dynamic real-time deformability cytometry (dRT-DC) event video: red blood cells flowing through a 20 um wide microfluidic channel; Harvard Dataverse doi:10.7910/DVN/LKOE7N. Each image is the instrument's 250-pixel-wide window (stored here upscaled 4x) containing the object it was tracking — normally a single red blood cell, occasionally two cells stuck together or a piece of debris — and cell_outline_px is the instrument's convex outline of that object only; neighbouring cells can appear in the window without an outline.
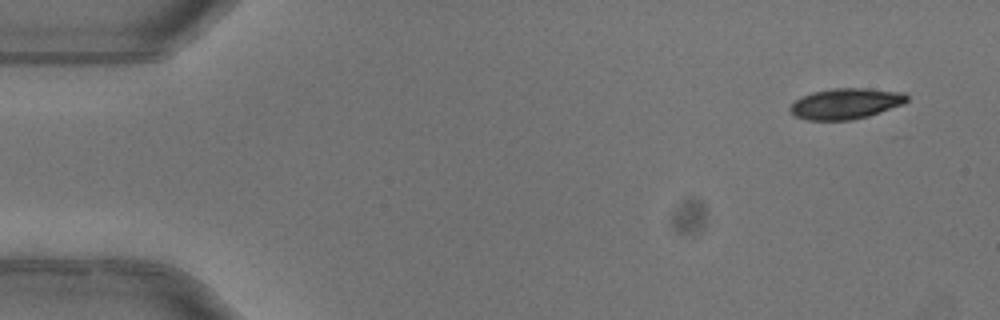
{"species": "common noctule bat (a hibernating species)", "species_latin": "Nyctalus noctula", "temperature_condition": "warm", "stored_images_in_passage": 3, "camera_frame_rate_fps": 3000, "um_per_image_px": 0.085, "animal": {"sex": "female"}, "frame": {"image": 1, "passage_image": 1, "time_ms": 0.0, "image_size_px": [1000, 320], "cell_outline_px": [[908, 100], [904, 104], [868, 116], [852, 120], [808, 120], [796, 116], [788, 108], [796, 100], [812, 92], [832, 88], [864, 88], [904, 92], [908, 96]], "centroid_in_image_um": [71.92, 8.8], "position_along_channel_um": 13.1, "area_um2": 20.87}}